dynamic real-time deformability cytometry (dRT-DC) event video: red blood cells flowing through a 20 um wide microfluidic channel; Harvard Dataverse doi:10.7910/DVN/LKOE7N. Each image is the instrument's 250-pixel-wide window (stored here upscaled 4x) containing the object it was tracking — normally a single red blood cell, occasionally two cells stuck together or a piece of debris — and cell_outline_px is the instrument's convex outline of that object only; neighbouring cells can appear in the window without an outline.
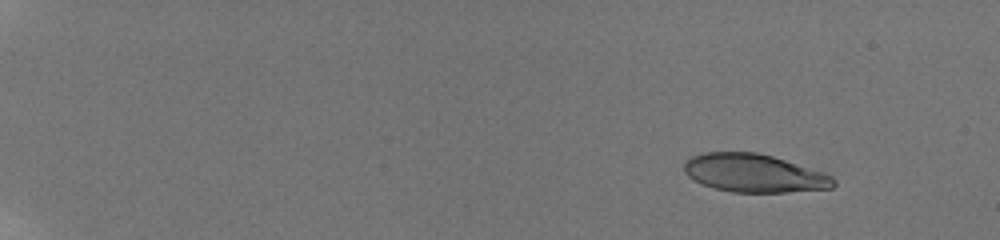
{"species": "human", "species_latin": "Homo sapiens", "temperature_condition": "room temperature", "stored_images_in_passage": 50, "camera_frame_rate_fps": 3000, "um_per_image_px": 0.085, "donor": {"sex": "male"}, "frame": {"image": 1, "passage_image": 6, "time_ms": 2.333, "image_size_px": [1000, 240], "cell_outline_px": [[836, 184], [832, 188], [788, 192], [732, 192], [716, 188], [704, 184], [688, 176], [684, 172], [684, 164], [692, 156], [704, 152], [756, 152], [772, 156], [824, 172], [832, 176], [836, 180]], "centroid_in_image_um": [64.13, 14.72], "position_along_channel_um": 20.9, "area_um2": 33.06}}
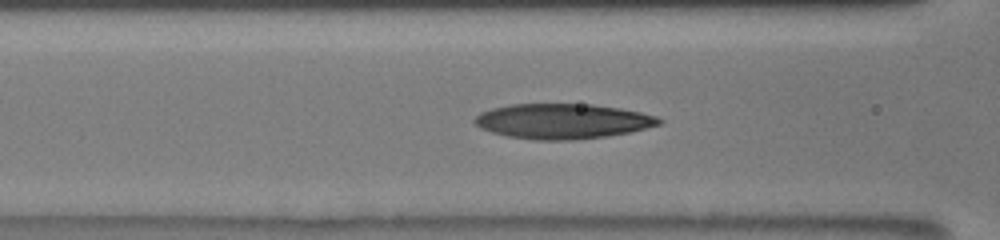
{"frame": {"image": 2, "passage_image": 31, "time_ms": 9.333, "image_size_px": [1000, 240], "cell_outline_px": [[664, 120], [660, 124], [628, 132], [604, 136], [572, 140], [536, 140], [508, 136], [492, 132], [480, 128], [472, 120], [480, 112], [492, 108], [512, 104], [592, 104], [620, 108], [640, 112], [656, 116]], "centroid_in_image_um": [47.79, 10.29], "position_along_channel_um": 118.8, "area_um2": 37.51}}
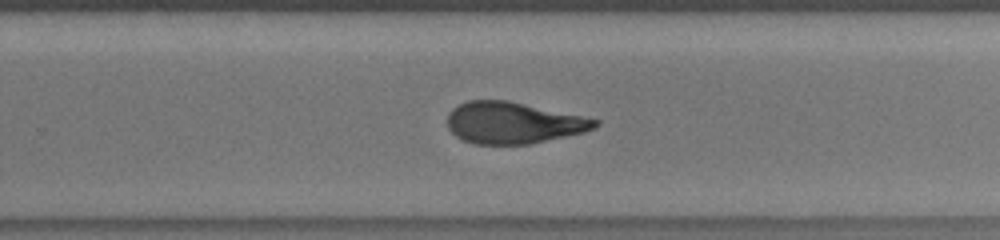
{"frame": {"image": 3, "passage_image": 49, "time_ms": 13.667, "image_size_px": [1000, 240], "cell_outline_px": [[600, 124], [596, 128], [584, 132], [528, 144], [472, 144], [460, 140], [448, 128], [448, 112], [452, 108], [468, 100], [508, 100], [600, 120]], "centroid_in_image_um": [43.6, 10.44], "position_along_channel_um": 286.2, "area_um2": 35.72}}